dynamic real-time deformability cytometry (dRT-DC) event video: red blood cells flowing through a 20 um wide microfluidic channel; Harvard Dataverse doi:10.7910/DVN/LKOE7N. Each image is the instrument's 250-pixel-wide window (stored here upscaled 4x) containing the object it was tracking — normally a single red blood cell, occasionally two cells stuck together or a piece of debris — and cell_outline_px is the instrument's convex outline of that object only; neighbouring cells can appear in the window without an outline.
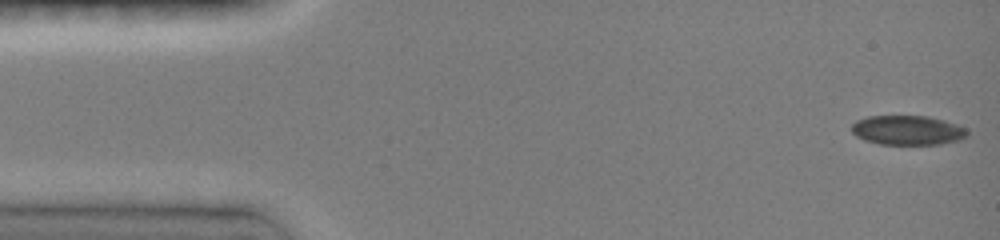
{"species": "common noctule bat (a hibernating species)", "species_latin": "Nyctalus noctula", "temperature_condition": "room temperature", "stored_images_in_passage": 46, "camera_frame_rate_fps": 3000, "um_per_image_px": 0.085, "animal": {"sex": "female", "body_mass_g": 19.0, "forearm_length_mm": 51.5}, "frame": {"image": 1, "passage_image": 1, "time_ms": 0.0, "image_size_px": [1000, 240], "cell_outline_px": [[968, 132], [964, 136], [956, 140], [936, 144], [880, 144], [864, 140], [856, 136], [852, 132], [852, 124], [856, 120], [868, 116], [928, 116], [944, 120], [964, 128]], "centroid_in_image_um": [77.06, 11.06], "position_along_channel_um": 7.9, "area_um2": 19.54}}
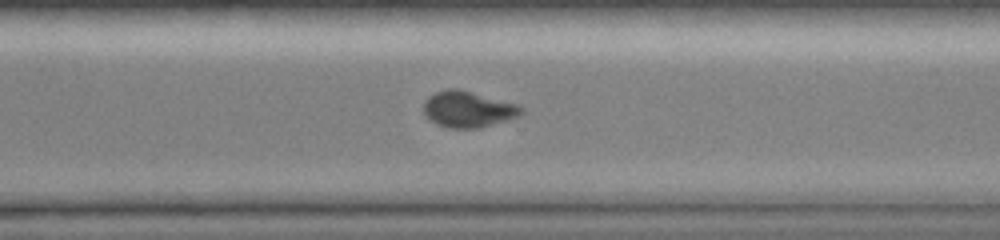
{"frame": {"image": 2, "passage_image": 33, "time_ms": 10.667, "image_size_px": [1000, 240], "cell_outline_px": [[524, 112], [520, 116], [492, 124], [476, 128], [452, 128], [436, 124], [424, 112], [424, 100], [428, 96], [436, 92], [448, 88], [460, 88], [520, 104], [524, 108]], "centroid_in_image_um": [39.83, 9.25], "position_along_channel_um": 330.8, "area_um2": 20.75}}
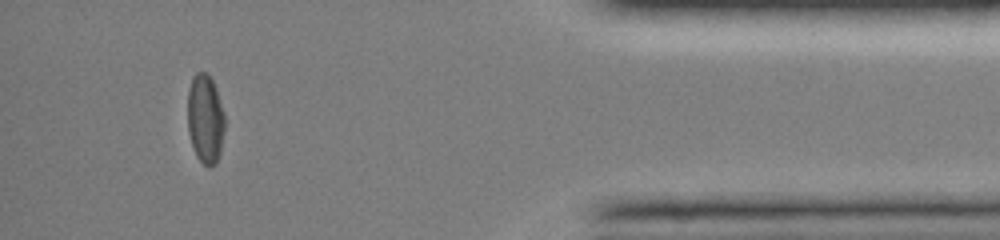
{"frame": {"image": 3, "passage_image": 42, "time_ms": 13.667, "image_size_px": [1000, 240], "cell_outline_px": [[224, 128], [220, 152], [216, 164], [212, 168], [208, 168], [196, 156], [188, 132], [188, 88], [192, 76], [196, 72], [204, 72], [212, 80], [216, 88], [224, 112]], "centroid_in_image_um": [17.44, 10.11], "position_along_channel_um": 417.8, "area_um2": 19.36}, "authors_computed_cell_mechanics": {"area_um2": 20.6924, "velocity_mm_per_s": 4.1237, "shape_relaxation_time_tau1_ms": 7.9586, "shape_relaxation_time_tau2_ms": 2.0528, "deformation_change_tau1": 0.1766, "deformation_change_tau2": 0.0491}}